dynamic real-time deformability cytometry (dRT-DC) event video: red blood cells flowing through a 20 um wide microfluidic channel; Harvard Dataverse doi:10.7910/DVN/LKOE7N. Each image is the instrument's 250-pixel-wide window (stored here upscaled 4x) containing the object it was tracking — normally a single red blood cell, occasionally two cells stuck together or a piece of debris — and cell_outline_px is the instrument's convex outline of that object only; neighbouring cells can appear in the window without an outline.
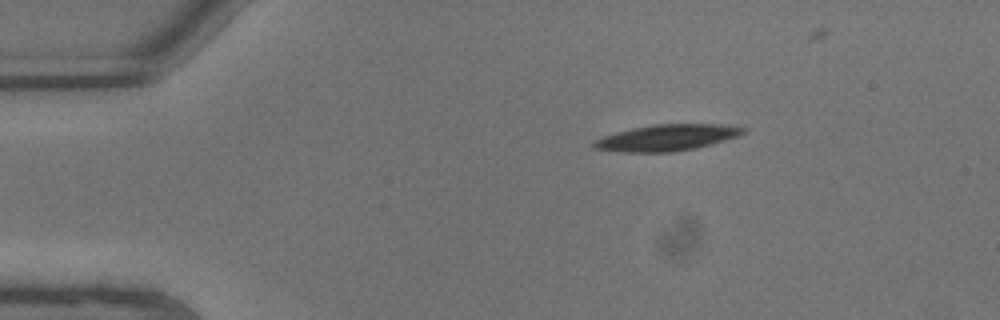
{"species": "common noctule bat (a hibernating species)", "species_latin": "Nyctalus noctula", "temperature_condition": "warm", "stored_images_in_passage": 5, "camera_frame_rate_fps": 3000, "um_per_image_px": 0.085, "animal": {"sex": "male", "body_mass_g": 13.3}, "frame": {"image": 1, "passage_image": 1, "time_ms": 0.0, "image_size_px": [1000, 320], "cell_outline_px": [[744, 132], [740, 136], [712, 144], [672, 152], [624, 152], [592, 148], [592, 144], [596, 140], [604, 136], [616, 132], [656, 124], [724, 124], [744, 128]], "centroid_in_image_um": [56.71, 11.7], "position_along_channel_um": 28.3, "area_um2": 22.54}}
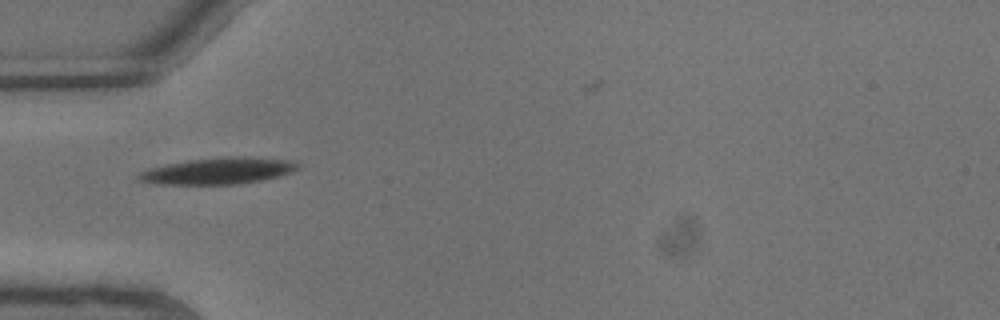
{"frame": {"image": 2, "passage_image": 4, "time_ms": 1.0, "image_size_px": [1000, 320], "cell_outline_px": [[300, 168], [292, 172], [260, 180], [240, 184], [156, 184], [136, 180], [136, 176], [140, 172], [148, 168], [168, 164], [192, 160], [240, 156], [292, 160], [300, 164]], "centroid_in_image_um": [18.54, 14.53], "position_along_channel_um": 66.5, "area_um2": 24.33}}
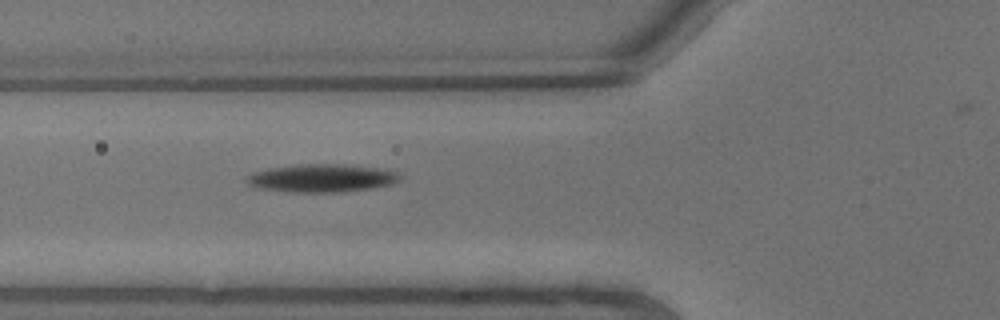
{"frame": {"image": 3, "passage_image": 5, "time_ms": 1.333, "image_size_px": [1000, 320], "cell_outline_px": [[400, 180], [392, 184], [372, 188], [340, 192], [288, 192], [260, 188], [248, 184], [244, 180], [244, 176], [252, 172], [268, 168], [300, 164], [344, 164], [388, 168], [396, 172], [400, 176]], "centroid_in_image_um": [27.34, 15.13], "position_along_channel_um": 98.5, "area_um2": 25.43}}